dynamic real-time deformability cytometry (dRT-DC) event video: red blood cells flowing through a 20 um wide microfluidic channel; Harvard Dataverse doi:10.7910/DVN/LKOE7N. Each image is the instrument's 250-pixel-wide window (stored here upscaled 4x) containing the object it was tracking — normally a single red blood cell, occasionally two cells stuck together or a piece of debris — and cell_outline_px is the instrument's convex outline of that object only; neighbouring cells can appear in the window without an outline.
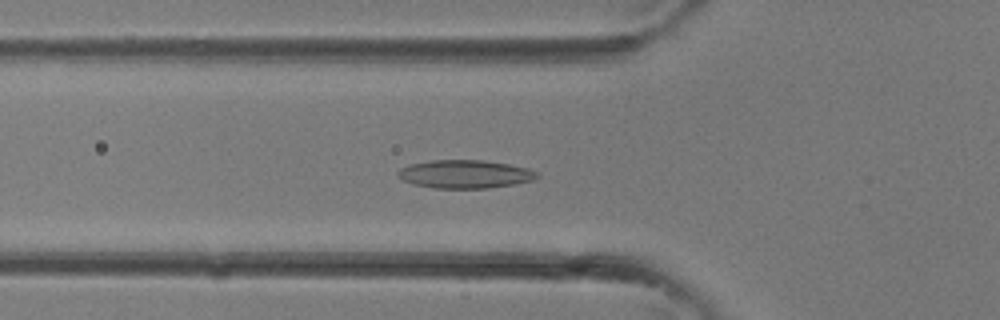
{"species": "common noctule bat (a hibernating species)", "species_latin": "Nyctalus noctula", "temperature_condition": "room temperature", "stored_images_in_passage": 34, "camera_frame_rate_fps": 3000, "um_per_image_px": 0.085, "animal": {"sex": "female"}, "frame": {"image": 1, "passage_image": 12, "time_ms": 3.667, "image_size_px": [1000, 320], "cell_outline_px": [[540, 176], [532, 180], [512, 184], [488, 188], [432, 188], [412, 184], [396, 176], [396, 172], [400, 168], [408, 164], [432, 160], [484, 160], [508, 164], [528, 168], [536, 172]], "centroid_in_image_um": [39.46, 14.79], "position_along_channel_um": 86.3, "area_um2": 22.95}}
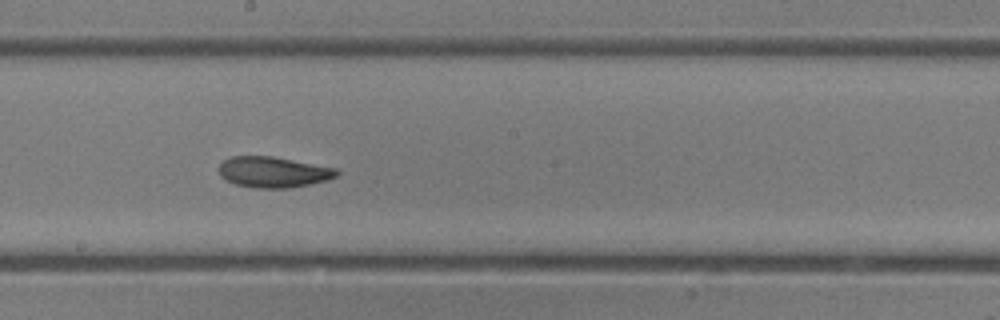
{"frame": {"image": 2, "passage_image": 19, "time_ms": 6.0, "image_size_px": [1000, 320], "cell_outline_px": [[340, 172], [336, 176], [328, 180], [292, 188], [252, 188], [236, 184], [220, 176], [220, 164], [224, 160], [232, 156], [272, 156], [336, 168]], "centroid_in_image_um": [23.25, 14.63], "position_along_channel_um": 224.9, "area_um2": 21.1}}
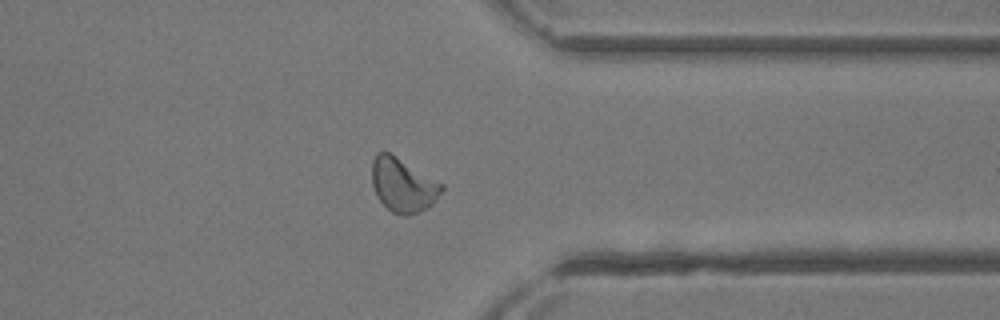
{"frame": {"image": 3, "passage_image": 27, "time_ms": 8.667, "image_size_px": [1000, 320], "cell_outline_px": [[444, 188], [436, 200], [428, 208], [420, 212], [408, 216], [404, 216], [392, 212], [376, 196], [372, 184], [372, 160], [376, 152], [388, 152], [396, 156], [444, 184]], "centroid_in_image_um": [34.26, 15.74], "position_along_channel_um": 377.1, "area_um2": 22.02}}